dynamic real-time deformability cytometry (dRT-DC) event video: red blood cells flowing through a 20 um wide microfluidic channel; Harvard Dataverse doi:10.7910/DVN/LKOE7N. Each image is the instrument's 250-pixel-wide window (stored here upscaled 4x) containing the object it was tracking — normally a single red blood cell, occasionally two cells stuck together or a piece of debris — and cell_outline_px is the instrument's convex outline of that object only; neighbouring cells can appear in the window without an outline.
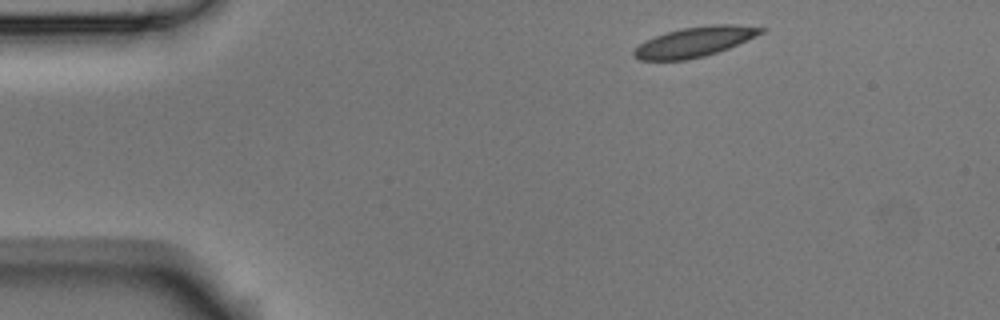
{"species": "Egyptian fruit bat (a non-hibernating species)", "species_latin": "Rousettus aegyptiacus", "temperature_condition": "room temperature", "stored_images_in_passage": 3, "segment_of_instrument_passage": [2, 2], "camera_frame_rate_fps": 3000, "um_per_image_px": 0.085, "animal": {"sex": "male"}, "frame": {"image": 1, "passage_image": 3, "time_ms": 0.667, "image_size_px": [1000, 320], "cell_outline_px": [[768, 28], [764, 32], [756, 36], [728, 48], [704, 56], [688, 60], [640, 60], [632, 56], [632, 52], [644, 40], [668, 32], [684, 28], [712, 24], [736, 24]], "centroid_in_image_um": [59.05, 3.55], "position_along_channel_um": 25.9, "area_um2": 22.08}}